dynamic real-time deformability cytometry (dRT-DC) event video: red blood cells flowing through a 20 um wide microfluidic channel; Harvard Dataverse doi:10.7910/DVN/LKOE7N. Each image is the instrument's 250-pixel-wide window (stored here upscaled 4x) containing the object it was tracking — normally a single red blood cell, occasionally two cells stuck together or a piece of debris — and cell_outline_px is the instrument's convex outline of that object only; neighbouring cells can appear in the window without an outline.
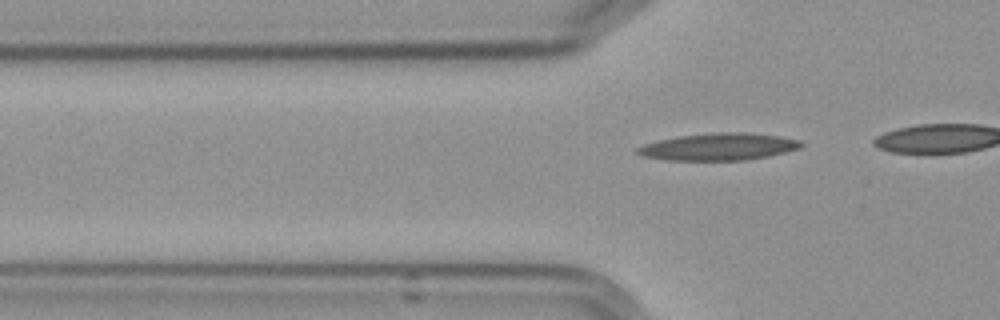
{"species": "Egyptian fruit bat (a non-hibernating species)", "species_latin": "Rousettus aegyptiacus", "temperature_condition": "cold", "stored_images_in_passage": 3, "segment_of_instrument_passage": [2, 2], "camera_frame_rate_fps": 3000, "um_per_image_px": 0.085, "frame": {"image": 1, "passage_image": 3, "time_ms": 2.333, "image_size_px": [1000, 320], "cell_outline_px": [[804, 144], [800, 148], [768, 156], [744, 160], [668, 160], [644, 156], [636, 152], [636, 148], [644, 144], [656, 140], [676, 136], [712, 132], [748, 132], [780, 136], [800, 140]], "centroid_in_image_um": [61.08, 12.46], "position_along_channel_um": 64.7, "area_um2": 26.01}}